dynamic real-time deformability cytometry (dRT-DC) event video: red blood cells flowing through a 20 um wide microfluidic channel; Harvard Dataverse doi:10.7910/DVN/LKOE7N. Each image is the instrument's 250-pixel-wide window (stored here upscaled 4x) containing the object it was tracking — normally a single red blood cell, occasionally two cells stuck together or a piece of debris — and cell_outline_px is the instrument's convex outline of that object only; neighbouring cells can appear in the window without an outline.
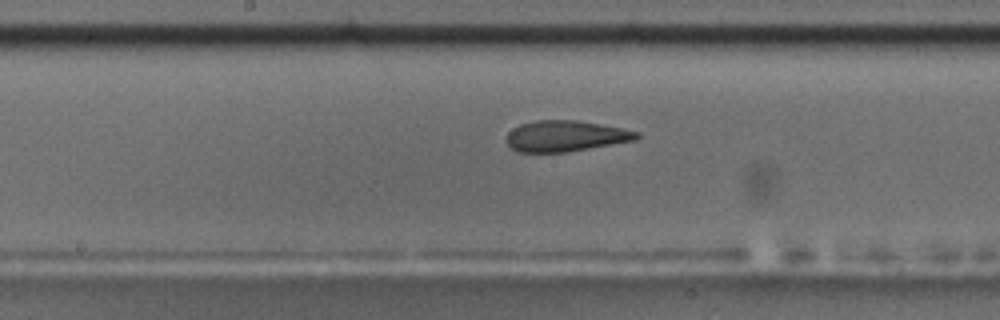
{"species": "common noctule bat (a hibernating species)", "species_latin": "Nyctalus noctula", "temperature_condition": "room temperature", "stored_images_in_passage": 33, "camera_frame_rate_fps": 3000, "um_per_image_px": 0.085, "animal": {"sex": "male", "body_mass_g": 17.5, "forearm_length_mm": 52.3}, "frame": {"image": 1, "passage_image": 28, "time_ms": 9.0, "image_size_px": [1000, 320], "cell_outline_px": [[640, 136], [636, 140], [564, 152], [520, 152], [512, 148], [508, 144], [508, 132], [512, 128], [520, 124], [536, 120], [576, 120], [624, 128], [640, 132]], "centroid_in_image_um": [48.09, 11.55], "position_along_channel_um": 200.1, "area_um2": 23.29}}